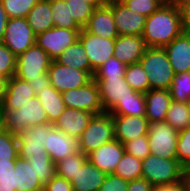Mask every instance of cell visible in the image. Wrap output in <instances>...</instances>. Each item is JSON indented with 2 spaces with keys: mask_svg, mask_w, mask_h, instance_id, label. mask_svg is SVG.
<instances>
[{
  "mask_svg": "<svg viewBox=\"0 0 190 191\" xmlns=\"http://www.w3.org/2000/svg\"><path fill=\"white\" fill-rule=\"evenodd\" d=\"M183 32V15L178 1L165 2L145 20L142 37L147 47L163 48Z\"/></svg>",
  "mask_w": 190,
  "mask_h": 191,
  "instance_id": "6da1fadb",
  "label": "cell"
},
{
  "mask_svg": "<svg viewBox=\"0 0 190 191\" xmlns=\"http://www.w3.org/2000/svg\"><path fill=\"white\" fill-rule=\"evenodd\" d=\"M188 175V170L177 159H165L153 154L142 160L141 177L152 186L179 183Z\"/></svg>",
  "mask_w": 190,
  "mask_h": 191,
  "instance_id": "7a4b0ae2",
  "label": "cell"
},
{
  "mask_svg": "<svg viewBox=\"0 0 190 191\" xmlns=\"http://www.w3.org/2000/svg\"><path fill=\"white\" fill-rule=\"evenodd\" d=\"M140 63L147 73L150 90L170 89L174 71L164 48L147 47Z\"/></svg>",
  "mask_w": 190,
  "mask_h": 191,
  "instance_id": "3957f363",
  "label": "cell"
},
{
  "mask_svg": "<svg viewBox=\"0 0 190 191\" xmlns=\"http://www.w3.org/2000/svg\"><path fill=\"white\" fill-rule=\"evenodd\" d=\"M2 112L4 128L16 135L30 126L48 123L46 111L37 96L30 98L16 110H2Z\"/></svg>",
  "mask_w": 190,
  "mask_h": 191,
  "instance_id": "277c9868",
  "label": "cell"
},
{
  "mask_svg": "<svg viewBox=\"0 0 190 191\" xmlns=\"http://www.w3.org/2000/svg\"><path fill=\"white\" fill-rule=\"evenodd\" d=\"M115 139L114 122L108 112L94 114L81 134L79 151L84 155Z\"/></svg>",
  "mask_w": 190,
  "mask_h": 191,
  "instance_id": "5b68a950",
  "label": "cell"
},
{
  "mask_svg": "<svg viewBox=\"0 0 190 191\" xmlns=\"http://www.w3.org/2000/svg\"><path fill=\"white\" fill-rule=\"evenodd\" d=\"M147 136L151 154L165 159H177L178 132L169 124L165 121L149 122Z\"/></svg>",
  "mask_w": 190,
  "mask_h": 191,
  "instance_id": "8992f818",
  "label": "cell"
},
{
  "mask_svg": "<svg viewBox=\"0 0 190 191\" xmlns=\"http://www.w3.org/2000/svg\"><path fill=\"white\" fill-rule=\"evenodd\" d=\"M62 99L66 108L84 110L93 114L104 112L99 87L94 79L82 87L62 92Z\"/></svg>",
  "mask_w": 190,
  "mask_h": 191,
  "instance_id": "52a82bcc",
  "label": "cell"
},
{
  "mask_svg": "<svg viewBox=\"0 0 190 191\" xmlns=\"http://www.w3.org/2000/svg\"><path fill=\"white\" fill-rule=\"evenodd\" d=\"M51 62L49 55L35 44L16 57L15 76L27 82L36 79L47 73Z\"/></svg>",
  "mask_w": 190,
  "mask_h": 191,
  "instance_id": "ba28073f",
  "label": "cell"
},
{
  "mask_svg": "<svg viewBox=\"0 0 190 191\" xmlns=\"http://www.w3.org/2000/svg\"><path fill=\"white\" fill-rule=\"evenodd\" d=\"M36 35L26 18H9L2 43L16 56L35 45Z\"/></svg>",
  "mask_w": 190,
  "mask_h": 191,
  "instance_id": "9c48e42d",
  "label": "cell"
},
{
  "mask_svg": "<svg viewBox=\"0 0 190 191\" xmlns=\"http://www.w3.org/2000/svg\"><path fill=\"white\" fill-rule=\"evenodd\" d=\"M80 31L54 26L36 35L35 44L43 49L52 60H56L64 50L79 40Z\"/></svg>",
  "mask_w": 190,
  "mask_h": 191,
  "instance_id": "30bf717a",
  "label": "cell"
},
{
  "mask_svg": "<svg viewBox=\"0 0 190 191\" xmlns=\"http://www.w3.org/2000/svg\"><path fill=\"white\" fill-rule=\"evenodd\" d=\"M47 73L50 85L61 93L69 89L82 87L93 79L92 72L64 66L55 60H52Z\"/></svg>",
  "mask_w": 190,
  "mask_h": 191,
  "instance_id": "8fae6325",
  "label": "cell"
},
{
  "mask_svg": "<svg viewBox=\"0 0 190 191\" xmlns=\"http://www.w3.org/2000/svg\"><path fill=\"white\" fill-rule=\"evenodd\" d=\"M54 128V124L45 123L33 125L17 134L19 157L27 159L31 156L47 154L44 143L47 133Z\"/></svg>",
  "mask_w": 190,
  "mask_h": 191,
  "instance_id": "7c38bea8",
  "label": "cell"
},
{
  "mask_svg": "<svg viewBox=\"0 0 190 191\" xmlns=\"http://www.w3.org/2000/svg\"><path fill=\"white\" fill-rule=\"evenodd\" d=\"M99 87L100 100L104 112L110 113L119 102H123L134 92L125 77L93 78Z\"/></svg>",
  "mask_w": 190,
  "mask_h": 191,
  "instance_id": "4fadbf2b",
  "label": "cell"
},
{
  "mask_svg": "<svg viewBox=\"0 0 190 191\" xmlns=\"http://www.w3.org/2000/svg\"><path fill=\"white\" fill-rule=\"evenodd\" d=\"M79 40L89 58L91 72L93 74L97 68L114 56L115 39H103L102 37L95 36L82 28Z\"/></svg>",
  "mask_w": 190,
  "mask_h": 191,
  "instance_id": "5bb4252c",
  "label": "cell"
},
{
  "mask_svg": "<svg viewBox=\"0 0 190 191\" xmlns=\"http://www.w3.org/2000/svg\"><path fill=\"white\" fill-rule=\"evenodd\" d=\"M112 13L118 35L142 36L145 16L129 10L118 0L112 1Z\"/></svg>",
  "mask_w": 190,
  "mask_h": 191,
  "instance_id": "9a60e30c",
  "label": "cell"
},
{
  "mask_svg": "<svg viewBox=\"0 0 190 191\" xmlns=\"http://www.w3.org/2000/svg\"><path fill=\"white\" fill-rule=\"evenodd\" d=\"M115 139L124 144L148 134L149 121L145 116L112 115Z\"/></svg>",
  "mask_w": 190,
  "mask_h": 191,
  "instance_id": "2e32d148",
  "label": "cell"
},
{
  "mask_svg": "<svg viewBox=\"0 0 190 191\" xmlns=\"http://www.w3.org/2000/svg\"><path fill=\"white\" fill-rule=\"evenodd\" d=\"M124 153V145L114 139L87 154V160L102 172L111 174L116 169Z\"/></svg>",
  "mask_w": 190,
  "mask_h": 191,
  "instance_id": "e0dca14e",
  "label": "cell"
},
{
  "mask_svg": "<svg viewBox=\"0 0 190 191\" xmlns=\"http://www.w3.org/2000/svg\"><path fill=\"white\" fill-rule=\"evenodd\" d=\"M47 154L54 163L79 152V141L76 137L69 136L62 131L53 128L47 133L44 143Z\"/></svg>",
  "mask_w": 190,
  "mask_h": 191,
  "instance_id": "ac0fdd59",
  "label": "cell"
},
{
  "mask_svg": "<svg viewBox=\"0 0 190 191\" xmlns=\"http://www.w3.org/2000/svg\"><path fill=\"white\" fill-rule=\"evenodd\" d=\"M84 29L103 39H116L118 32L116 30L114 16L112 13V2L107 5L96 8L89 18Z\"/></svg>",
  "mask_w": 190,
  "mask_h": 191,
  "instance_id": "d6986e66",
  "label": "cell"
},
{
  "mask_svg": "<svg viewBox=\"0 0 190 191\" xmlns=\"http://www.w3.org/2000/svg\"><path fill=\"white\" fill-rule=\"evenodd\" d=\"M147 46L142 36L118 35L114 56L126 65L140 63Z\"/></svg>",
  "mask_w": 190,
  "mask_h": 191,
  "instance_id": "ffe728a7",
  "label": "cell"
},
{
  "mask_svg": "<svg viewBox=\"0 0 190 191\" xmlns=\"http://www.w3.org/2000/svg\"><path fill=\"white\" fill-rule=\"evenodd\" d=\"M174 74L190 71V34L184 31L163 47Z\"/></svg>",
  "mask_w": 190,
  "mask_h": 191,
  "instance_id": "44dd1931",
  "label": "cell"
},
{
  "mask_svg": "<svg viewBox=\"0 0 190 191\" xmlns=\"http://www.w3.org/2000/svg\"><path fill=\"white\" fill-rule=\"evenodd\" d=\"M93 115L84 110L66 108L54 123V128L79 139Z\"/></svg>",
  "mask_w": 190,
  "mask_h": 191,
  "instance_id": "7402d4cb",
  "label": "cell"
},
{
  "mask_svg": "<svg viewBox=\"0 0 190 191\" xmlns=\"http://www.w3.org/2000/svg\"><path fill=\"white\" fill-rule=\"evenodd\" d=\"M32 86L15 75L7 80L2 110H16L22 104L35 97Z\"/></svg>",
  "mask_w": 190,
  "mask_h": 191,
  "instance_id": "603a6c76",
  "label": "cell"
},
{
  "mask_svg": "<svg viewBox=\"0 0 190 191\" xmlns=\"http://www.w3.org/2000/svg\"><path fill=\"white\" fill-rule=\"evenodd\" d=\"M145 117L149 122H163L172 102L169 90L151 89L145 93Z\"/></svg>",
  "mask_w": 190,
  "mask_h": 191,
  "instance_id": "cb8c5ba5",
  "label": "cell"
},
{
  "mask_svg": "<svg viewBox=\"0 0 190 191\" xmlns=\"http://www.w3.org/2000/svg\"><path fill=\"white\" fill-rule=\"evenodd\" d=\"M106 173L99 170L88 160L78 169L70 180L73 191H99L104 183Z\"/></svg>",
  "mask_w": 190,
  "mask_h": 191,
  "instance_id": "d4e9b609",
  "label": "cell"
},
{
  "mask_svg": "<svg viewBox=\"0 0 190 191\" xmlns=\"http://www.w3.org/2000/svg\"><path fill=\"white\" fill-rule=\"evenodd\" d=\"M15 191H43L44 185L27 159L18 157L15 165Z\"/></svg>",
  "mask_w": 190,
  "mask_h": 191,
  "instance_id": "484cf974",
  "label": "cell"
},
{
  "mask_svg": "<svg viewBox=\"0 0 190 191\" xmlns=\"http://www.w3.org/2000/svg\"><path fill=\"white\" fill-rule=\"evenodd\" d=\"M26 19L35 35L43 33L54 27L50 0H40L30 10Z\"/></svg>",
  "mask_w": 190,
  "mask_h": 191,
  "instance_id": "4316f807",
  "label": "cell"
},
{
  "mask_svg": "<svg viewBox=\"0 0 190 191\" xmlns=\"http://www.w3.org/2000/svg\"><path fill=\"white\" fill-rule=\"evenodd\" d=\"M37 98L46 111L48 122L54 124L66 109L62 93L50 85L47 89H43Z\"/></svg>",
  "mask_w": 190,
  "mask_h": 191,
  "instance_id": "83f0119b",
  "label": "cell"
},
{
  "mask_svg": "<svg viewBox=\"0 0 190 191\" xmlns=\"http://www.w3.org/2000/svg\"><path fill=\"white\" fill-rule=\"evenodd\" d=\"M55 61L64 66L76 68L85 72H91L89 58L80 40H77L64 50Z\"/></svg>",
  "mask_w": 190,
  "mask_h": 191,
  "instance_id": "f1b7e54d",
  "label": "cell"
},
{
  "mask_svg": "<svg viewBox=\"0 0 190 191\" xmlns=\"http://www.w3.org/2000/svg\"><path fill=\"white\" fill-rule=\"evenodd\" d=\"M145 94L134 91L110 112L111 115L145 116Z\"/></svg>",
  "mask_w": 190,
  "mask_h": 191,
  "instance_id": "f546056e",
  "label": "cell"
},
{
  "mask_svg": "<svg viewBox=\"0 0 190 191\" xmlns=\"http://www.w3.org/2000/svg\"><path fill=\"white\" fill-rule=\"evenodd\" d=\"M52 19L55 27L82 30V28L70 17L69 4L65 0H50Z\"/></svg>",
  "mask_w": 190,
  "mask_h": 191,
  "instance_id": "4dcf8cb0",
  "label": "cell"
},
{
  "mask_svg": "<svg viewBox=\"0 0 190 191\" xmlns=\"http://www.w3.org/2000/svg\"><path fill=\"white\" fill-rule=\"evenodd\" d=\"M165 122L177 132L190 128L187 103L172 101L167 111Z\"/></svg>",
  "mask_w": 190,
  "mask_h": 191,
  "instance_id": "1f68e13d",
  "label": "cell"
},
{
  "mask_svg": "<svg viewBox=\"0 0 190 191\" xmlns=\"http://www.w3.org/2000/svg\"><path fill=\"white\" fill-rule=\"evenodd\" d=\"M113 174L118 175L128 182L141 178L142 161L125 152Z\"/></svg>",
  "mask_w": 190,
  "mask_h": 191,
  "instance_id": "d6a6232c",
  "label": "cell"
},
{
  "mask_svg": "<svg viewBox=\"0 0 190 191\" xmlns=\"http://www.w3.org/2000/svg\"><path fill=\"white\" fill-rule=\"evenodd\" d=\"M27 161L33 167L43 185L56 176V165L48 154L31 156L27 158Z\"/></svg>",
  "mask_w": 190,
  "mask_h": 191,
  "instance_id": "836d02e7",
  "label": "cell"
},
{
  "mask_svg": "<svg viewBox=\"0 0 190 191\" xmlns=\"http://www.w3.org/2000/svg\"><path fill=\"white\" fill-rule=\"evenodd\" d=\"M124 77L134 91L145 94L150 90L147 73L141 63L127 65Z\"/></svg>",
  "mask_w": 190,
  "mask_h": 191,
  "instance_id": "e575fe53",
  "label": "cell"
},
{
  "mask_svg": "<svg viewBox=\"0 0 190 191\" xmlns=\"http://www.w3.org/2000/svg\"><path fill=\"white\" fill-rule=\"evenodd\" d=\"M18 157L17 135L4 129L0 132V164L16 161Z\"/></svg>",
  "mask_w": 190,
  "mask_h": 191,
  "instance_id": "d590c367",
  "label": "cell"
},
{
  "mask_svg": "<svg viewBox=\"0 0 190 191\" xmlns=\"http://www.w3.org/2000/svg\"><path fill=\"white\" fill-rule=\"evenodd\" d=\"M87 161V155L82 152L75 153L65 159L55 163L56 175L64 177L70 181L76 174L79 168Z\"/></svg>",
  "mask_w": 190,
  "mask_h": 191,
  "instance_id": "8d00e7d4",
  "label": "cell"
},
{
  "mask_svg": "<svg viewBox=\"0 0 190 191\" xmlns=\"http://www.w3.org/2000/svg\"><path fill=\"white\" fill-rule=\"evenodd\" d=\"M169 91L172 101L187 103L190 99V71L174 74Z\"/></svg>",
  "mask_w": 190,
  "mask_h": 191,
  "instance_id": "74e56055",
  "label": "cell"
},
{
  "mask_svg": "<svg viewBox=\"0 0 190 191\" xmlns=\"http://www.w3.org/2000/svg\"><path fill=\"white\" fill-rule=\"evenodd\" d=\"M65 2L69 4L70 17H72L81 28H84L96 8L84 0H65Z\"/></svg>",
  "mask_w": 190,
  "mask_h": 191,
  "instance_id": "f35d334b",
  "label": "cell"
},
{
  "mask_svg": "<svg viewBox=\"0 0 190 191\" xmlns=\"http://www.w3.org/2000/svg\"><path fill=\"white\" fill-rule=\"evenodd\" d=\"M8 18H26L40 0H1Z\"/></svg>",
  "mask_w": 190,
  "mask_h": 191,
  "instance_id": "ab89813d",
  "label": "cell"
},
{
  "mask_svg": "<svg viewBox=\"0 0 190 191\" xmlns=\"http://www.w3.org/2000/svg\"><path fill=\"white\" fill-rule=\"evenodd\" d=\"M126 66L113 56L94 71L93 78L124 77Z\"/></svg>",
  "mask_w": 190,
  "mask_h": 191,
  "instance_id": "60d3db41",
  "label": "cell"
},
{
  "mask_svg": "<svg viewBox=\"0 0 190 191\" xmlns=\"http://www.w3.org/2000/svg\"><path fill=\"white\" fill-rule=\"evenodd\" d=\"M166 1L164 0H123L126 7L146 18L156 12Z\"/></svg>",
  "mask_w": 190,
  "mask_h": 191,
  "instance_id": "b9f144b4",
  "label": "cell"
},
{
  "mask_svg": "<svg viewBox=\"0 0 190 191\" xmlns=\"http://www.w3.org/2000/svg\"><path fill=\"white\" fill-rule=\"evenodd\" d=\"M177 160L187 169H190V128L178 132L176 146Z\"/></svg>",
  "mask_w": 190,
  "mask_h": 191,
  "instance_id": "7bdbcfd3",
  "label": "cell"
},
{
  "mask_svg": "<svg viewBox=\"0 0 190 191\" xmlns=\"http://www.w3.org/2000/svg\"><path fill=\"white\" fill-rule=\"evenodd\" d=\"M16 56L3 44L0 43V77L10 79L15 75Z\"/></svg>",
  "mask_w": 190,
  "mask_h": 191,
  "instance_id": "ee69618b",
  "label": "cell"
},
{
  "mask_svg": "<svg viewBox=\"0 0 190 191\" xmlns=\"http://www.w3.org/2000/svg\"><path fill=\"white\" fill-rule=\"evenodd\" d=\"M123 145L126 153L141 161L151 154L147 135L137 137L132 141L125 142Z\"/></svg>",
  "mask_w": 190,
  "mask_h": 191,
  "instance_id": "f6af8a7d",
  "label": "cell"
},
{
  "mask_svg": "<svg viewBox=\"0 0 190 191\" xmlns=\"http://www.w3.org/2000/svg\"><path fill=\"white\" fill-rule=\"evenodd\" d=\"M16 161L0 164V191H15Z\"/></svg>",
  "mask_w": 190,
  "mask_h": 191,
  "instance_id": "bcb514c9",
  "label": "cell"
},
{
  "mask_svg": "<svg viewBox=\"0 0 190 191\" xmlns=\"http://www.w3.org/2000/svg\"><path fill=\"white\" fill-rule=\"evenodd\" d=\"M128 181L113 173L107 174L99 191H127Z\"/></svg>",
  "mask_w": 190,
  "mask_h": 191,
  "instance_id": "7dc6e473",
  "label": "cell"
},
{
  "mask_svg": "<svg viewBox=\"0 0 190 191\" xmlns=\"http://www.w3.org/2000/svg\"><path fill=\"white\" fill-rule=\"evenodd\" d=\"M43 191H73V187L70 181L64 177L56 175L44 185Z\"/></svg>",
  "mask_w": 190,
  "mask_h": 191,
  "instance_id": "c3c4849f",
  "label": "cell"
},
{
  "mask_svg": "<svg viewBox=\"0 0 190 191\" xmlns=\"http://www.w3.org/2000/svg\"><path fill=\"white\" fill-rule=\"evenodd\" d=\"M28 83L32 86L37 96L43 89H47L50 86L48 73L40 74L38 78L30 80Z\"/></svg>",
  "mask_w": 190,
  "mask_h": 191,
  "instance_id": "681fc988",
  "label": "cell"
},
{
  "mask_svg": "<svg viewBox=\"0 0 190 191\" xmlns=\"http://www.w3.org/2000/svg\"><path fill=\"white\" fill-rule=\"evenodd\" d=\"M154 186H152L144 178H138L128 182L127 191H153Z\"/></svg>",
  "mask_w": 190,
  "mask_h": 191,
  "instance_id": "f907efd6",
  "label": "cell"
},
{
  "mask_svg": "<svg viewBox=\"0 0 190 191\" xmlns=\"http://www.w3.org/2000/svg\"><path fill=\"white\" fill-rule=\"evenodd\" d=\"M153 191H186L185 179L179 183L154 186Z\"/></svg>",
  "mask_w": 190,
  "mask_h": 191,
  "instance_id": "816d5d0a",
  "label": "cell"
},
{
  "mask_svg": "<svg viewBox=\"0 0 190 191\" xmlns=\"http://www.w3.org/2000/svg\"><path fill=\"white\" fill-rule=\"evenodd\" d=\"M8 19V15L6 14L2 1L0 0V43L3 41Z\"/></svg>",
  "mask_w": 190,
  "mask_h": 191,
  "instance_id": "f5cc1de1",
  "label": "cell"
},
{
  "mask_svg": "<svg viewBox=\"0 0 190 191\" xmlns=\"http://www.w3.org/2000/svg\"><path fill=\"white\" fill-rule=\"evenodd\" d=\"M183 15V31L190 34V9H181Z\"/></svg>",
  "mask_w": 190,
  "mask_h": 191,
  "instance_id": "db71d44e",
  "label": "cell"
},
{
  "mask_svg": "<svg viewBox=\"0 0 190 191\" xmlns=\"http://www.w3.org/2000/svg\"><path fill=\"white\" fill-rule=\"evenodd\" d=\"M6 83H7V79L0 77V107L3 104L4 95L6 91Z\"/></svg>",
  "mask_w": 190,
  "mask_h": 191,
  "instance_id": "11a10c76",
  "label": "cell"
},
{
  "mask_svg": "<svg viewBox=\"0 0 190 191\" xmlns=\"http://www.w3.org/2000/svg\"><path fill=\"white\" fill-rule=\"evenodd\" d=\"M86 3L93 5L95 8H99L108 4L106 0H84Z\"/></svg>",
  "mask_w": 190,
  "mask_h": 191,
  "instance_id": "9f6ffc18",
  "label": "cell"
},
{
  "mask_svg": "<svg viewBox=\"0 0 190 191\" xmlns=\"http://www.w3.org/2000/svg\"><path fill=\"white\" fill-rule=\"evenodd\" d=\"M181 9H190V0H178Z\"/></svg>",
  "mask_w": 190,
  "mask_h": 191,
  "instance_id": "6f0895ef",
  "label": "cell"
},
{
  "mask_svg": "<svg viewBox=\"0 0 190 191\" xmlns=\"http://www.w3.org/2000/svg\"><path fill=\"white\" fill-rule=\"evenodd\" d=\"M4 128V116H3V112L2 109L0 107V132L3 131Z\"/></svg>",
  "mask_w": 190,
  "mask_h": 191,
  "instance_id": "680465c9",
  "label": "cell"
},
{
  "mask_svg": "<svg viewBox=\"0 0 190 191\" xmlns=\"http://www.w3.org/2000/svg\"><path fill=\"white\" fill-rule=\"evenodd\" d=\"M185 190L190 191V177L188 175L185 177Z\"/></svg>",
  "mask_w": 190,
  "mask_h": 191,
  "instance_id": "91938a15",
  "label": "cell"
},
{
  "mask_svg": "<svg viewBox=\"0 0 190 191\" xmlns=\"http://www.w3.org/2000/svg\"><path fill=\"white\" fill-rule=\"evenodd\" d=\"M187 106H188V113H189V117H190V99H189V101L187 102Z\"/></svg>",
  "mask_w": 190,
  "mask_h": 191,
  "instance_id": "94428289",
  "label": "cell"
},
{
  "mask_svg": "<svg viewBox=\"0 0 190 191\" xmlns=\"http://www.w3.org/2000/svg\"><path fill=\"white\" fill-rule=\"evenodd\" d=\"M106 1L109 3V2H112V1H116V0H106Z\"/></svg>",
  "mask_w": 190,
  "mask_h": 191,
  "instance_id": "6125c7cd",
  "label": "cell"
}]
</instances>
